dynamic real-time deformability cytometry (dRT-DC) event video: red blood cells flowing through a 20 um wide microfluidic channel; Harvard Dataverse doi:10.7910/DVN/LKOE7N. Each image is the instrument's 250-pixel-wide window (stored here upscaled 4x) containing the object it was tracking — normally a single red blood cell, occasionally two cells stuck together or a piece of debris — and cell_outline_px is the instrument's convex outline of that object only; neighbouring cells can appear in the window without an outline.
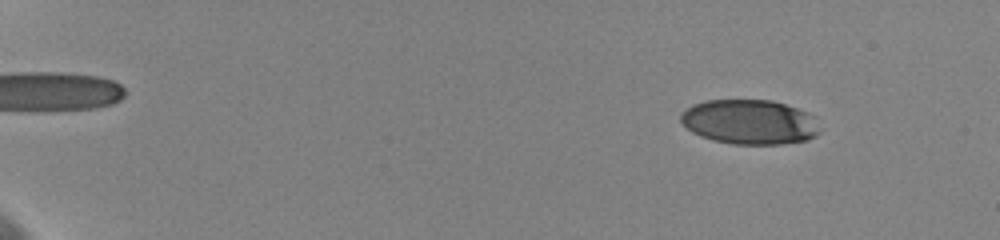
{"species": "human", "species_latin": "Homo sapiens", "temperature_condition": "cold", "stored_images_in_passage": 24, "camera_frame_rate_fps": 3000, "um_per_image_px": 0.085, "donor": {"sex": "female"}, "frame": {"image": 1, "passage_image": 14, "time_ms": 2.333, "image_size_px": [1000, 240], "cell_outline_px": [[816, 132], [812, 136], [804, 140], [780, 144], [736, 144], [716, 140], [700, 136], [692, 132], [680, 120], [680, 112], [692, 104], [704, 100], [772, 100], [808, 112]], "centroid_in_image_um": [63.59, 10.35], "position_along_channel_um": 21.4, "area_um2": 35.43}}